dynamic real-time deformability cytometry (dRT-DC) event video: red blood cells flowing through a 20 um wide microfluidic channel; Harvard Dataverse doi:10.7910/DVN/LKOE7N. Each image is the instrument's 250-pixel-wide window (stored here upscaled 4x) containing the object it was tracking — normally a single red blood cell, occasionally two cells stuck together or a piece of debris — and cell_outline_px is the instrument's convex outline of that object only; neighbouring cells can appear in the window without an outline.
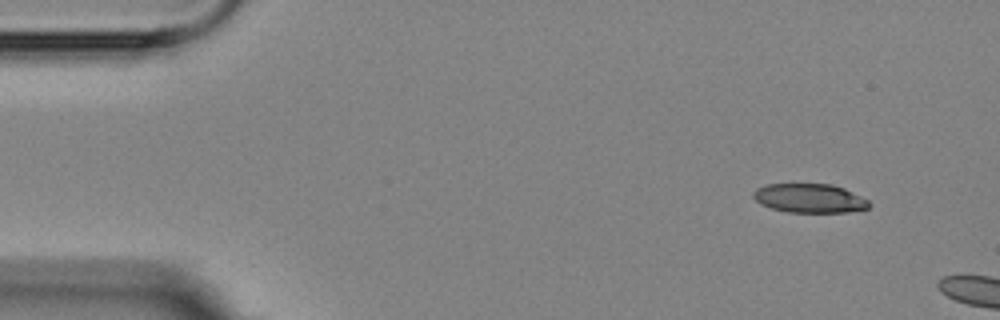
{"species": "Egyptian fruit bat (a non-hibernating species)", "species_latin": "Rousettus aegyptiacus", "temperature_condition": "room temperature", "stored_images_in_passage": 3, "camera_frame_rate_fps": 3000, "um_per_image_px": 0.085, "animal": {"sex": "female"}, "frame": {"image": 1, "passage_image": 1, "time_ms": 0.0, "image_size_px": [1000, 320], "cell_outline_px": [[872, 204], [868, 208], [848, 212], [788, 212], [772, 208], [760, 204], [752, 196], [752, 192], [756, 188], [768, 184], [832, 184], [844, 188], [868, 200]], "centroid_in_image_um": [68.81, 16.85], "position_along_channel_um": 16.2, "area_um2": 19.59}}